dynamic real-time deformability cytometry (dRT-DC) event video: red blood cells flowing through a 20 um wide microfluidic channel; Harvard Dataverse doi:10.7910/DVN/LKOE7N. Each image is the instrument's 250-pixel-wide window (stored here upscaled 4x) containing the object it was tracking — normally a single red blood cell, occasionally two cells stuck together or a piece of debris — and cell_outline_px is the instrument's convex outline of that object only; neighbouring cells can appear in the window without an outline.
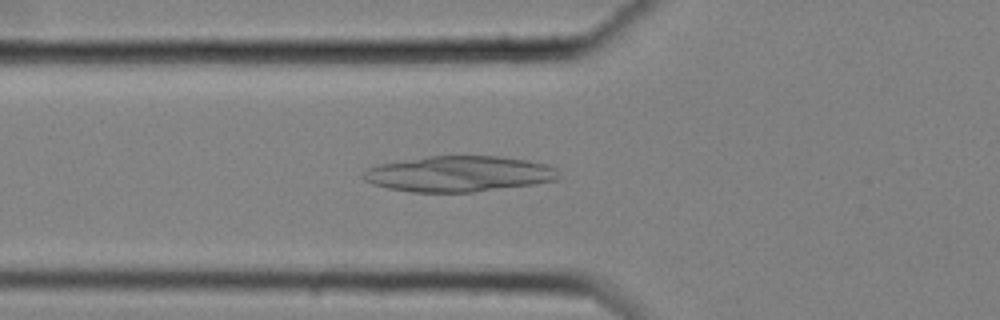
{"species": "common noctule bat (a hibernating species)", "species_latin": "Nyctalus noctula", "temperature_condition": "cold", "stored_images_in_passage": 57, "camera_frame_rate_fps": 3000, "um_per_image_px": 0.085, "animal": {"sex": "female", "body_mass_g": 25.1}, "frame": {"image": 1, "passage_image": 21, "time_ms": 6.667, "image_size_px": [1000, 320], "cell_outline_px": [[560, 176], [556, 180], [532, 184], [472, 192], [412, 192], [388, 188], [372, 184], [364, 180], [360, 176], [368, 168], [380, 164], [428, 156], [500, 156], [528, 160], [544, 164], [556, 168]], "centroid_in_image_um": [38.99, 14.78], "position_along_channel_um": 86.8, "area_um2": 40.52}}
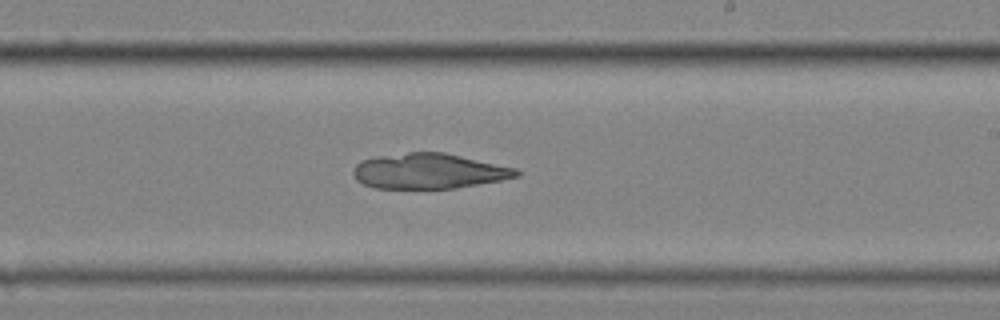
{"frame": {"image": 2, "passage_image": 35, "time_ms": 11.333, "image_size_px": [1000, 320], "cell_outline_px": [[520, 176], [500, 180], [456, 188], [376, 188], [364, 184], [356, 180], [352, 172], [352, 168], [360, 160], [376, 156], [408, 152], [444, 152], [516, 168], [520, 172]], "centroid_in_image_um": [36.42, 14.53], "position_along_channel_um": 252.6, "area_um2": 33.58}}
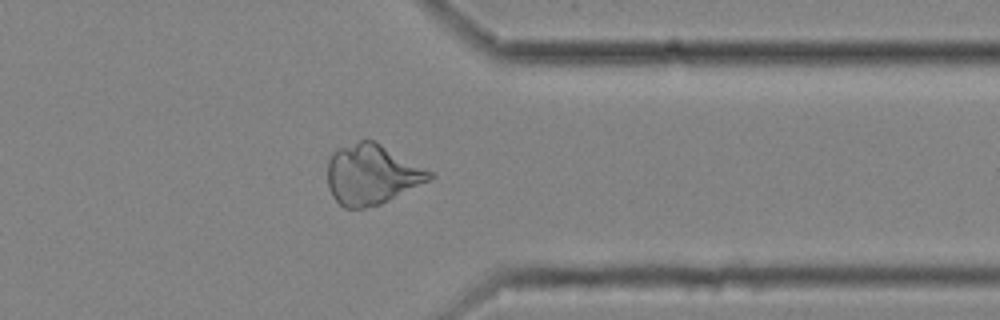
{"frame": {"image": 3, "passage_image": 46, "time_ms": 15.0, "image_size_px": [1000, 320], "cell_outline_px": [[436, 176], [432, 180], [380, 204], [364, 208], [344, 208], [332, 196], [328, 188], [328, 160], [332, 152], [336, 148], [360, 140], [372, 140], [436, 172]], "centroid_in_image_um": [31.63, 14.83], "position_along_channel_um": 379.8, "area_um2": 36.13}}